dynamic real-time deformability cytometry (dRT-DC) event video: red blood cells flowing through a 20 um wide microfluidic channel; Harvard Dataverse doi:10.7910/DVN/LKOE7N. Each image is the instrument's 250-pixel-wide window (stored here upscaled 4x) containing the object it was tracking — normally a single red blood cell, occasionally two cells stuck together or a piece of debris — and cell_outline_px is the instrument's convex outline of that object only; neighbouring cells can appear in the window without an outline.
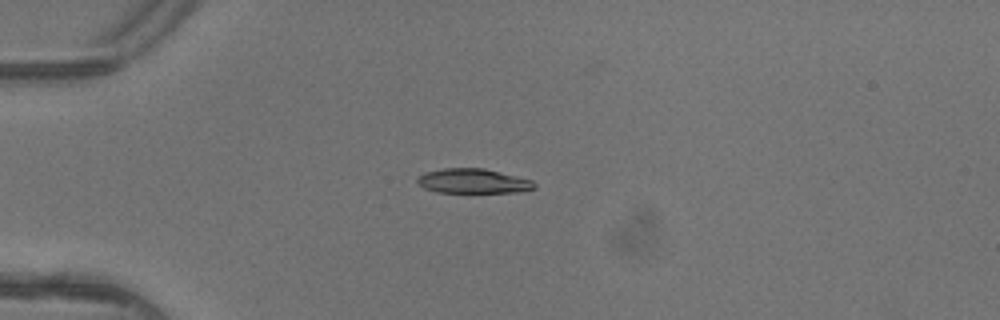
{"species": "common noctule bat (a hibernating species)", "species_latin": "Nyctalus noctula", "temperature_condition": "warm", "stored_images_in_passage": 3, "camera_frame_rate_fps": 3000, "um_per_image_px": 0.085, "animal": {"sex": "female"}, "frame": {"image": 1, "passage_image": 1, "time_ms": 0.0, "image_size_px": [1000, 320], "cell_outline_px": [[536, 188], [516, 192], [436, 192], [424, 188], [416, 180], [424, 172], [444, 168], [484, 168], [532, 180], [536, 184]], "centroid_in_image_um": [40.21, 15.39], "position_along_channel_um": 44.8, "area_um2": 16.65}}
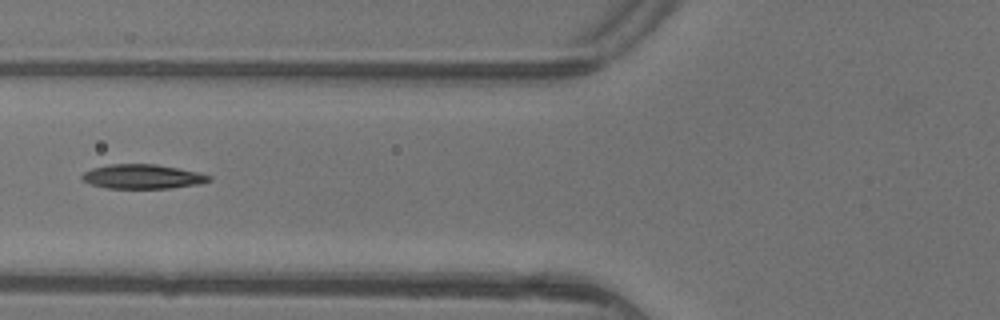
{"frame": {"image": 2, "passage_image": 3, "time_ms": 0.667, "image_size_px": [1000, 320], "cell_outline_px": [[212, 180], [200, 184], [168, 188], [108, 188], [92, 184], [84, 180], [80, 176], [84, 172], [92, 168], [108, 164], [156, 164], [196, 172], [212, 176]], "centroid_in_image_um": [12.12, 15.0], "position_along_channel_um": 113.7, "area_um2": 17.86}}